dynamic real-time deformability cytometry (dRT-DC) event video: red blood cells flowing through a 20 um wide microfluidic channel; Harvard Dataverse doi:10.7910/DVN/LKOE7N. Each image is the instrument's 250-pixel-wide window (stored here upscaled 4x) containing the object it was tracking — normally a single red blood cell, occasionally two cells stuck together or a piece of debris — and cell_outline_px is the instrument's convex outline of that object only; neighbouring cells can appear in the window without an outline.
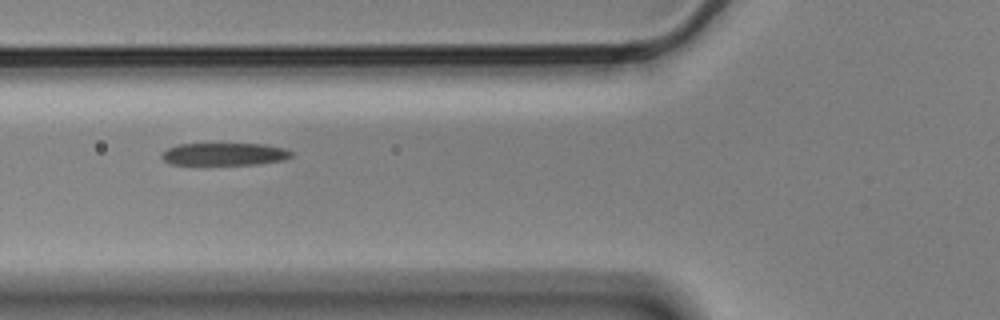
{"species": "Egyptian fruit bat (a non-hibernating species)", "species_latin": "Rousettus aegyptiacus", "temperature_condition": "cold", "stored_images_in_passage": 12, "camera_frame_rate_fps": 3000, "um_per_image_px": 0.085, "animal": {"sex": "male"}, "frame": {"image": 1, "passage_image": 3, "time_ms": 0.667, "image_size_px": [1000, 320], "cell_outline_px": [[292, 156], [284, 160], [256, 164], [172, 164], [164, 160], [160, 156], [168, 148], [176, 144], [264, 144], [284, 148], [292, 152]], "centroid_in_image_um": [19.09, 13.09], "position_along_channel_um": 106.7, "area_um2": 16.82}}
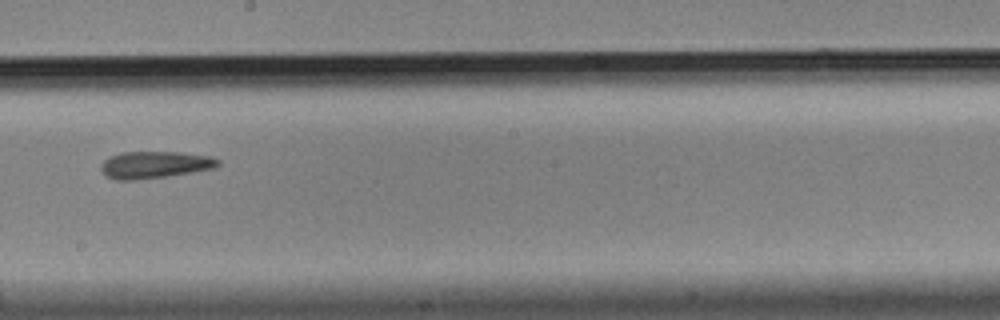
{"frame": {"image": 2, "passage_image": 6, "time_ms": 1.667, "image_size_px": [1000, 320], "cell_outline_px": [[220, 164], [216, 168], [192, 172], [136, 180], [116, 180], [104, 176], [100, 168], [104, 160], [120, 152], [180, 152], [208, 156], [220, 160]], "centroid_in_image_um": [13.13, 14.01], "position_along_channel_um": 235.1, "area_um2": 18.38}}
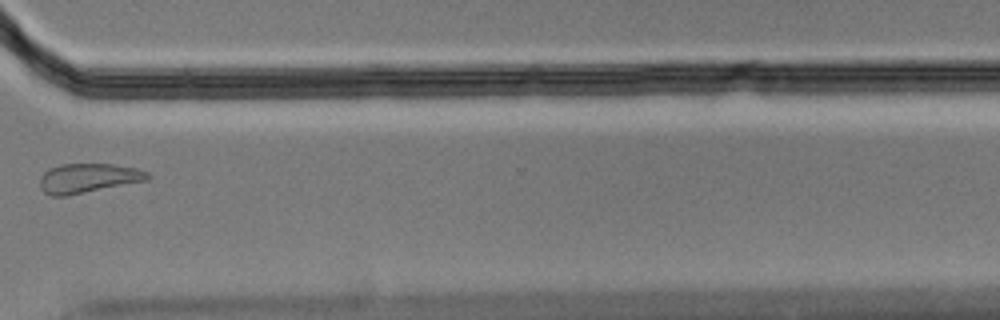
{"frame": {"image": 3, "passage_image": 9, "time_ms": 2.667, "image_size_px": [1000, 320], "cell_outline_px": [[152, 176], [148, 180], [64, 196], [52, 196], [44, 192], [40, 188], [40, 176], [48, 168], [60, 164], [112, 164], [136, 168], [148, 172]], "centroid_in_image_um": [7.48, 15.13], "position_along_channel_um": 363.1, "area_um2": 18.44}}